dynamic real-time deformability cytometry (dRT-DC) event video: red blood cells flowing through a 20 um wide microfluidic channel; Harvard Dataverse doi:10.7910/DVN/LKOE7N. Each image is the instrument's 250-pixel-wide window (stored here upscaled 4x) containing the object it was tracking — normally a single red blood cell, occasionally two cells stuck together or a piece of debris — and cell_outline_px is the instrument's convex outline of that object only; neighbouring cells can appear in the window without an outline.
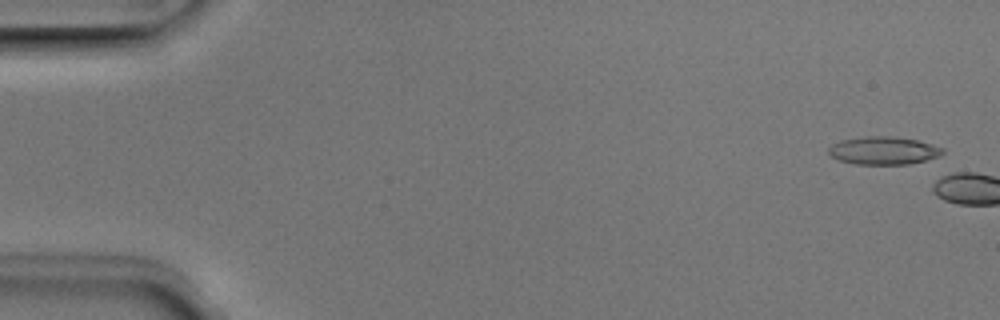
{"species": "Egyptian fruit bat (a non-hibernating species)", "species_latin": "Rousettus aegyptiacus", "temperature_condition": "room temperature", "stored_images_in_passage": 6, "camera_frame_rate_fps": 3000, "um_per_image_px": 0.085, "animal": {"sex": "male"}, "frame": {"image": 1, "passage_image": 1, "time_ms": 0.0, "image_size_px": [1000, 320], "cell_outline_px": [[944, 152], [940, 156], [908, 164], [856, 164], [840, 160], [832, 156], [828, 152], [828, 148], [832, 144], [840, 140], [868, 136], [892, 136], [916, 140], [932, 144], [944, 148]], "centroid_in_image_um": [75.1, 12.79], "position_along_channel_um": 9.9, "area_um2": 18.44}}
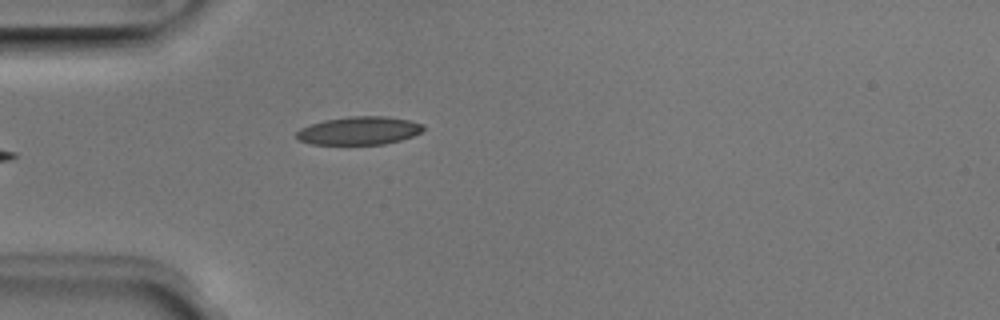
{"frame": {"image": 2, "passage_image": 6, "time_ms": 1.667, "image_size_px": [1000, 320], "cell_outline_px": [[424, 128], [420, 132], [412, 136], [400, 140], [384, 144], [312, 144], [300, 140], [296, 136], [296, 132], [300, 128], [324, 120], [348, 116], [388, 116], [408, 120], [424, 124]], "centroid_in_image_um": [30.53, 11.1], "position_along_channel_um": 54.5, "area_um2": 20.69}}